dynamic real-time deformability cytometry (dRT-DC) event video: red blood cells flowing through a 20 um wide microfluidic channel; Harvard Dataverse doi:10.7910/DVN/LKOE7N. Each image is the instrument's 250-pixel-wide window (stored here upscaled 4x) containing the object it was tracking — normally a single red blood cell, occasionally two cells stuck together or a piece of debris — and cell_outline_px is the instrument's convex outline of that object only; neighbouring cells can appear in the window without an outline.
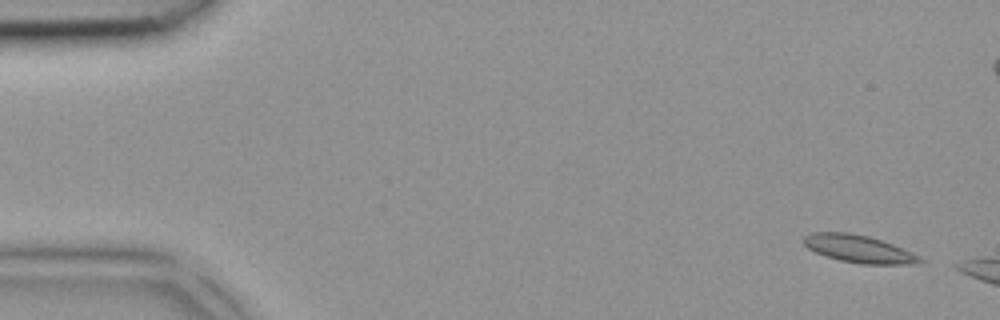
{"species": "common noctule bat (a hibernating species)", "species_latin": "Nyctalus noctula", "temperature_condition": "room temperature", "stored_images_in_passage": 6, "camera_frame_rate_fps": 3000, "um_per_image_px": 0.085, "animal": {"sex": "female", "body_mass_g": 18.4}, "frame": {"image": 1, "passage_image": 1, "time_ms": 0.0, "image_size_px": [1000, 320], "cell_outline_px": [[924, 260], [920, 264], [860, 264], [840, 260], [816, 252], [808, 248], [800, 240], [804, 236], [812, 232], [848, 232], [868, 236], [892, 244], [912, 252], [920, 256]], "centroid_in_image_um": [73.0, 21.15], "position_along_channel_um": 12.0, "area_um2": 18.67}}